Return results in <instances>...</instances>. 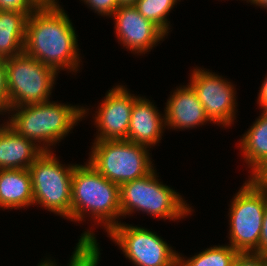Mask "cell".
Segmentation results:
<instances>
[{"label": "cell", "mask_w": 267, "mask_h": 266, "mask_svg": "<svg viewBox=\"0 0 267 266\" xmlns=\"http://www.w3.org/2000/svg\"><path fill=\"white\" fill-rule=\"evenodd\" d=\"M259 107L262 109L261 116L267 120V103H263Z\"/></svg>", "instance_id": "obj_32"}, {"label": "cell", "mask_w": 267, "mask_h": 266, "mask_svg": "<svg viewBox=\"0 0 267 266\" xmlns=\"http://www.w3.org/2000/svg\"><path fill=\"white\" fill-rule=\"evenodd\" d=\"M158 111L153 102L138 96L131 110L127 141L144 145L149 149L160 142L166 124L165 115Z\"/></svg>", "instance_id": "obj_14"}, {"label": "cell", "mask_w": 267, "mask_h": 266, "mask_svg": "<svg viewBox=\"0 0 267 266\" xmlns=\"http://www.w3.org/2000/svg\"><path fill=\"white\" fill-rule=\"evenodd\" d=\"M247 2H250L251 5L261 6L264 9L267 8V0H247Z\"/></svg>", "instance_id": "obj_30"}, {"label": "cell", "mask_w": 267, "mask_h": 266, "mask_svg": "<svg viewBox=\"0 0 267 266\" xmlns=\"http://www.w3.org/2000/svg\"><path fill=\"white\" fill-rule=\"evenodd\" d=\"M87 110L90 109L47 101L9 108L7 113L12 115H9L11 117H8L6 123L19 135L33 143L37 142L43 151H50L51 145L59 143L78 121L83 120L89 112Z\"/></svg>", "instance_id": "obj_2"}, {"label": "cell", "mask_w": 267, "mask_h": 266, "mask_svg": "<svg viewBox=\"0 0 267 266\" xmlns=\"http://www.w3.org/2000/svg\"><path fill=\"white\" fill-rule=\"evenodd\" d=\"M112 16L117 39L135 54L149 52L167 36L156 24L140 14L134 5L120 6Z\"/></svg>", "instance_id": "obj_12"}, {"label": "cell", "mask_w": 267, "mask_h": 266, "mask_svg": "<svg viewBox=\"0 0 267 266\" xmlns=\"http://www.w3.org/2000/svg\"><path fill=\"white\" fill-rule=\"evenodd\" d=\"M94 235L89 230L81 234L67 266H98L101 257L100 246ZM38 266H57V263L47 259L41 261Z\"/></svg>", "instance_id": "obj_20"}, {"label": "cell", "mask_w": 267, "mask_h": 266, "mask_svg": "<svg viewBox=\"0 0 267 266\" xmlns=\"http://www.w3.org/2000/svg\"><path fill=\"white\" fill-rule=\"evenodd\" d=\"M39 7L35 0H0V10L36 11Z\"/></svg>", "instance_id": "obj_23"}, {"label": "cell", "mask_w": 267, "mask_h": 266, "mask_svg": "<svg viewBox=\"0 0 267 266\" xmlns=\"http://www.w3.org/2000/svg\"><path fill=\"white\" fill-rule=\"evenodd\" d=\"M43 152L6 122L0 125V169H28Z\"/></svg>", "instance_id": "obj_15"}, {"label": "cell", "mask_w": 267, "mask_h": 266, "mask_svg": "<svg viewBox=\"0 0 267 266\" xmlns=\"http://www.w3.org/2000/svg\"><path fill=\"white\" fill-rule=\"evenodd\" d=\"M164 109L165 124L168 129H192L207 124L208 121L211 123L189 83L174 90Z\"/></svg>", "instance_id": "obj_13"}, {"label": "cell", "mask_w": 267, "mask_h": 266, "mask_svg": "<svg viewBox=\"0 0 267 266\" xmlns=\"http://www.w3.org/2000/svg\"><path fill=\"white\" fill-rule=\"evenodd\" d=\"M180 255L178 254V266H232L240 253L228 244L206 248L190 259Z\"/></svg>", "instance_id": "obj_19"}, {"label": "cell", "mask_w": 267, "mask_h": 266, "mask_svg": "<svg viewBox=\"0 0 267 266\" xmlns=\"http://www.w3.org/2000/svg\"><path fill=\"white\" fill-rule=\"evenodd\" d=\"M127 89L123 85L113 86L99 104L94 118L98 129L94 141L127 140L131 110L138 97Z\"/></svg>", "instance_id": "obj_11"}, {"label": "cell", "mask_w": 267, "mask_h": 266, "mask_svg": "<svg viewBox=\"0 0 267 266\" xmlns=\"http://www.w3.org/2000/svg\"><path fill=\"white\" fill-rule=\"evenodd\" d=\"M107 234L136 266H178L179 253L155 232L120 221Z\"/></svg>", "instance_id": "obj_9"}, {"label": "cell", "mask_w": 267, "mask_h": 266, "mask_svg": "<svg viewBox=\"0 0 267 266\" xmlns=\"http://www.w3.org/2000/svg\"><path fill=\"white\" fill-rule=\"evenodd\" d=\"M252 174V175H251ZM250 174L248 181L255 187L267 191V158L260 162Z\"/></svg>", "instance_id": "obj_24"}, {"label": "cell", "mask_w": 267, "mask_h": 266, "mask_svg": "<svg viewBox=\"0 0 267 266\" xmlns=\"http://www.w3.org/2000/svg\"><path fill=\"white\" fill-rule=\"evenodd\" d=\"M77 36L71 20L60 5L40 6L28 16L23 53L57 73L60 69L77 72L81 61Z\"/></svg>", "instance_id": "obj_1"}, {"label": "cell", "mask_w": 267, "mask_h": 266, "mask_svg": "<svg viewBox=\"0 0 267 266\" xmlns=\"http://www.w3.org/2000/svg\"><path fill=\"white\" fill-rule=\"evenodd\" d=\"M239 147L251 170L267 158V120L264 117L258 116L241 137Z\"/></svg>", "instance_id": "obj_18"}, {"label": "cell", "mask_w": 267, "mask_h": 266, "mask_svg": "<svg viewBox=\"0 0 267 266\" xmlns=\"http://www.w3.org/2000/svg\"><path fill=\"white\" fill-rule=\"evenodd\" d=\"M88 163L117 185L142 178L153 169L150 149L127 140L94 141Z\"/></svg>", "instance_id": "obj_5"}, {"label": "cell", "mask_w": 267, "mask_h": 266, "mask_svg": "<svg viewBox=\"0 0 267 266\" xmlns=\"http://www.w3.org/2000/svg\"><path fill=\"white\" fill-rule=\"evenodd\" d=\"M231 201L229 208V241L240 254L259 256V239L267 205V191L248 180Z\"/></svg>", "instance_id": "obj_7"}, {"label": "cell", "mask_w": 267, "mask_h": 266, "mask_svg": "<svg viewBox=\"0 0 267 266\" xmlns=\"http://www.w3.org/2000/svg\"><path fill=\"white\" fill-rule=\"evenodd\" d=\"M9 110V94L7 89L6 67L4 59L0 58V115Z\"/></svg>", "instance_id": "obj_25"}, {"label": "cell", "mask_w": 267, "mask_h": 266, "mask_svg": "<svg viewBox=\"0 0 267 266\" xmlns=\"http://www.w3.org/2000/svg\"><path fill=\"white\" fill-rule=\"evenodd\" d=\"M9 108L50 100L58 73L25 53L4 59Z\"/></svg>", "instance_id": "obj_8"}, {"label": "cell", "mask_w": 267, "mask_h": 266, "mask_svg": "<svg viewBox=\"0 0 267 266\" xmlns=\"http://www.w3.org/2000/svg\"><path fill=\"white\" fill-rule=\"evenodd\" d=\"M263 103H267V76L265 77L258 94L257 104L259 106Z\"/></svg>", "instance_id": "obj_28"}, {"label": "cell", "mask_w": 267, "mask_h": 266, "mask_svg": "<svg viewBox=\"0 0 267 266\" xmlns=\"http://www.w3.org/2000/svg\"><path fill=\"white\" fill-rule=\"evenodd\" d=\"M267 260L256 255L240 254L232 266H265Z\"/></svg>", "instance_id": "obj_26"}, {"label": "cell", "mask_w": 267, "mask_h": 266, "mask_svg": "<svg viewBox=\"0 0 267 266\" xmlns=\"http://www.w3.org/2000/svg\"><path fill=\"white\" fill-rule=\"evenodd\" d=\"M85 215L102 224L107 233L120 223L121 216L119 185L109 181L88 162L75 164L71 192V221H83Z\"/></svg>", "instance_id": "obj_3"}, {"label": "cell", "mask_w": 267, "mask_h": 266, "mask_svg": "<svg viewBox=\"0 0 267 266\" xmlns=\"http://www.w3.org/2000/svg\"><path fill=\"white\" fill-rule=\"evenodd\" d=\"M34 11L0 10V58L23 53L28 16Z\"/></svg>", "instance_id": "obj_17"}, {"label": "cell", "mask_w": 267, "mask_h": 266, "mask_svg": "<svg viewBox=\"0 0 267 266\" xmlns=\"http://www.w3.org/2000/svg\"><path fill=\"white\" fill-rule=\"evenodd\" d=\"M192 71L189 84L195 90L207 117L217 125L231 126L237 114L234 85L204 68L197 67Z\"/></svg>", "instance_id": "obj_10"}, {"label": "cell", "mask_w": 267, "mask_h": 266, "mask_svg": "<svg viewBox=\"0 0 267 266\" xmlns=\"http://www.w3.org/2000/svg\"><path fill=\"white\" fill-rule=\"evenodd\" d=\"M52 151H44L28 168L33 205L39 204L71 221L72 175L75 165L61 164Z\"/></svg>", "instance_id": "obj_6"}, {"label": "cell", "mask_w": 267, "mask_h": 266, "mask_svg": "<svg viewBox=\"0 0 267 266\" xmlns=\"http://www.w3.org/2000/svg\"><path fill=\"white\" fill-rule=\"evenodd\" d=\"M84 4L101 16L111 17L120 7L118 0H82Z\"/></svg>", "instance_id": "obj_22"}, {"label": "cell", "mask_w": 267, "mask_h": 266, "mask_svg": "<svg viewBox=\"0 0 267 266\" xmlns=\"http://www.w3.org/2000/svg\"><path fill=\"white\" fill-rule=\"evenodd\" d=\"M180 0H137L134 6L147 20L156 24L166 35L169 34V12Z\"/></svg>", "instance_id": "obj_21"}, {"label": "cell", "mask_w": 267, "mask_h": 266, "mask_svg": "<svg viewBox=\"0 0 267 266\" xmlns=\"http://www.w3.org/2000/svg\"><path fill=\"white\" fill-rule=\"evenodd\" d=\"M259 256L267 260V205L263 216L261 236L259 239Z\"/></svg>", "instance_id": "obj_27"}, {"label": "cell", "mask_w": 267, "mask_h": 266, "mask_svg": "<svg viewBox=\"0 0 267 266\" xmlns=\"http://www.w3.org/2000/svg\"><path fill=\"white\" fill-rule=\"evenodd\" d=\"M34 201L28 169H0V208L19 209Z\"/></svg>", "instance_id": "obj_16"}, {"label": "cell", "mask_w": 267, "mask_h": 266, "mask_svg": "<svg viewBox=\"0 0 267 266\" xmlns=\"http://www.w3.org/2000/svg\"><path fill=\"white\" fill-rule=\"evenodd\" d=\"M40 6H59L57 0H35Z\"/></svg>", "instance_id": "obj_29"}, {"label": "cell", "mask_w": 267, "mask_h": 266, "mask_svg": "<svg viewBox=\"0 0 267 266\" xmlns=\"http://www.w3.org/2000/svg\"><path fill=\"white\" fill-rule=\"evenodd\" d=\"M157 177L153 169L148 175L119 186L121 217L135 211L172 221L191 215L192 207L184 198Z\"/></svg>", "instance_id": "obj_4"}, {"label": "cell", "mask_w": 267, "mask_h": 266, "mask_svg": "<svg viewBox=\"0 0 267 266\" xmlns=\"http://www.w3.org/2000/svg\"><path fill=\"white\" fill-rule=\"evenodd\" d=\"M137 0H118L119 6H129L134 5Z\"/></svg>", "instance_id": "obj_31"}]
</instances>
